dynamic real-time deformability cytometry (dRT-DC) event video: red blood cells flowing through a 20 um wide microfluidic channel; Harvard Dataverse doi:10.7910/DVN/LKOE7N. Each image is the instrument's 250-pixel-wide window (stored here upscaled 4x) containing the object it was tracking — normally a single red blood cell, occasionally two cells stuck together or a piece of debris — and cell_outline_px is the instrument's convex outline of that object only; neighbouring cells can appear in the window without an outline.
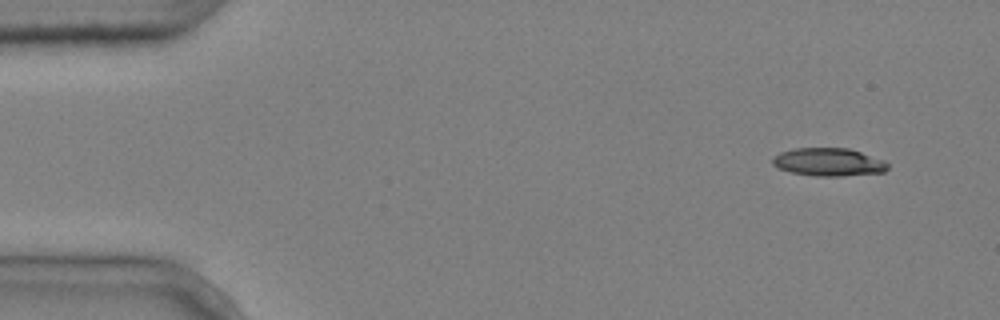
{"species": "common noctule bat (a hibernating species)", "species_latin": "Nyctalus noctula", "temperature_condition": "cold", "stored_images_in_passage": 3, "camera_frame_rate_fps": 3000, "um_per_image_px": 0.085, "animal": {"sex": "male", "body_mass_g": 20.4}, "frame": {"image": 1, "passage_image": 1, "time_ms": 0.0, "image_size_px": [1000, 320], "cell_outline_px": [[888, 168], [884, 172], [844, 176], [816, 176], [792, 172], [776, 168], [772, 164], [772, 156], [780, 152], [792, 148], [848, 148], [884, 160], [888, 164]], "centroid_in_image_um": [70.39, 13.77], "position_along_channel_um": 14.6, "area_um2": 18.9}}